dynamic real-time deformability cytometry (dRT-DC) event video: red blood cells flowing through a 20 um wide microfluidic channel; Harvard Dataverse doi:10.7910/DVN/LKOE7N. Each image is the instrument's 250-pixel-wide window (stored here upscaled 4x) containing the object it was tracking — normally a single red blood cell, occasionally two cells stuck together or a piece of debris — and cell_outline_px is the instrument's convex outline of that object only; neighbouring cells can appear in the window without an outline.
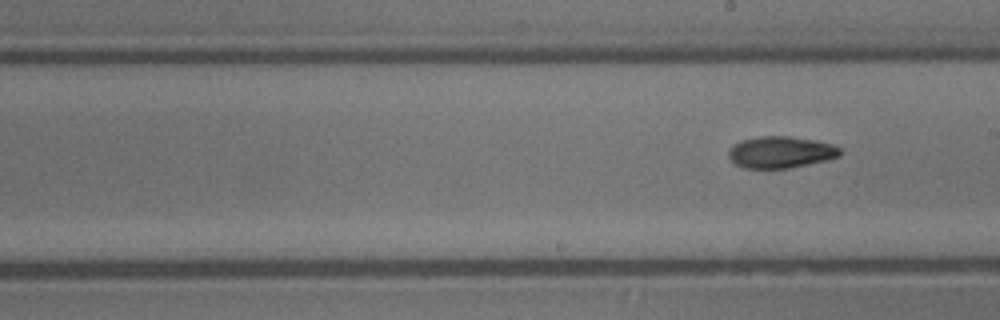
{"species": "common noctule bat (a hibernating species)", "species_latin": "Nyctalus noctula", "temperature_condition": "cold", "stored_images_in_passage": 7, "segment_of_instrument_passage": [2, 2], "camera_frame_rate_fps": 3000, "um_per_image_px": 0.085, "animal": {"sex": "male", "body_mass_g": 13.3}, "frame": {"image": 1, "passage_image": 7, "time_ms": 2.0, "image_size_px": [1000, 320], "cell_outline_px": [[840, 156], [808, 164], [788, 168], [744, 168], [736, 164], [728, 156], [728, 152], [740, 140], [756, 136], [788, 136], [812, 140], [832, 144], [840, 148]], "centroid_in_image_um": [66.34, 12.93], "position_along_channel_um": 222.7, "area_um2": 20.29}}